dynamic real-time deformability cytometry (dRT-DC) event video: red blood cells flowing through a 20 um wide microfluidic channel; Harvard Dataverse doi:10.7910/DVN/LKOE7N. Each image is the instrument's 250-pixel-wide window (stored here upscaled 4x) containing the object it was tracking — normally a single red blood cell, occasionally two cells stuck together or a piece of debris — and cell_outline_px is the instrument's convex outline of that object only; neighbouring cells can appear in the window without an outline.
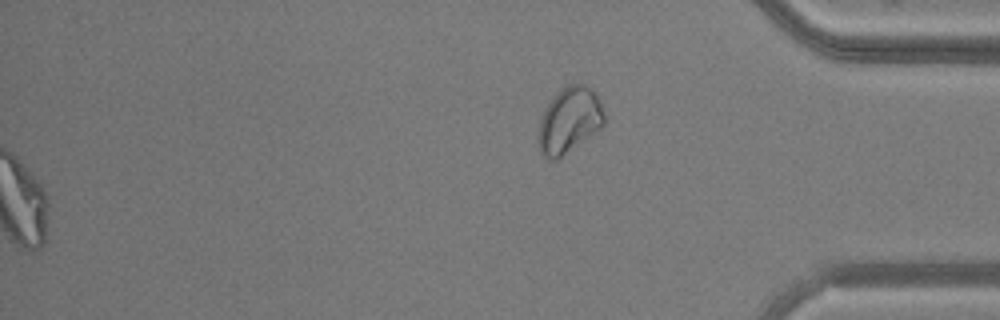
{"species": "common noctule bat (a hibernating species)", "species_latin": "Nyctalus noctula", "temperature_condition": "warm", "stored_images_in_passage": 51, "segment_of_instrument_passage": [2, 2], "camera_frame_rate_fps": 3000, "um_per_image_px": 0.085, "animal": {"sex": "male", "body_mass_g": 20.5, "forearm_length_mm": 52.5}, "frame": {"image": 1, "passage_image": 51, "time_ms": 16.667, "image_size_px": [1000, 320], "cell_outline_px": [[604, 124], [600, 128], [556, 160], [552, 160], [544, 156], [540, 152], [536, 136], [540, 120], [552, 96], [560, 88], [568, 84], [588, 84], [592, 88], [600, 100], [604, 116]], "centroid_in_image_um": [48.36, 10.19], "position_along_channel_um": 386.8, "area_um2": 25.26}}